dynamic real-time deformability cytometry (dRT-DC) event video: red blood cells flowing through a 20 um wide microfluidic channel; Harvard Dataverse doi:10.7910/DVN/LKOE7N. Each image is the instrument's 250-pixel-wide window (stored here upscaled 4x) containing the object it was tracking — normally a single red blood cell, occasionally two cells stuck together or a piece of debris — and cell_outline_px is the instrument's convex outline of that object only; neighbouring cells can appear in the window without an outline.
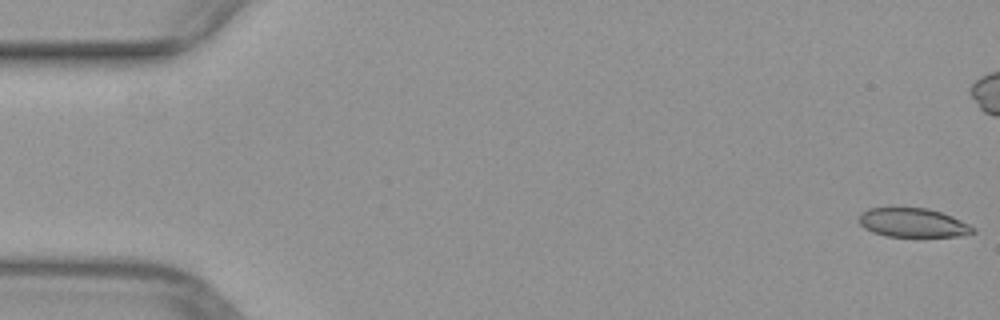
{"species": "common noctule bat (a hibernating species)", "species_latin": "Nyctalus noctula", "temperature_condition": "warm", "stored_images_in_passage": 41, "camera_frame_rate_fps": 3000, "um_per_image_px": 0.085, "animal": {"sex": "female", "body_mass_g": 29.2, "forearm_length_mm": 56.3}, "frame": {"image": 1, "passage_image": 1, "time_ms": 0.0, "image_size_px": [1000, 320], "cell_outline_px": [[976, 232], [960, 236], [888, 236], [872, 232], [864, 228], [860, 224], [860, 212], [868, 208], [928, 208], [952, 216], [976, 228]], "centroid_in_image_um": [77.6, 18.93], "position_along_channel_um": 7.4, "area_um2": 19.13}}
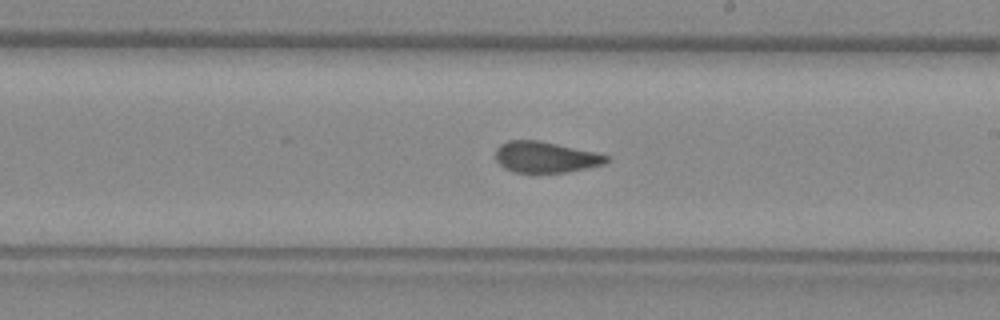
{"frame": {"image": 2, "passage_image": 29, "time_ms": 9.333, "image_size_px": [1000, 320], "cell_outline_px": [[608, 160], [604, 164], [564, 172], [512, 172], [504, 168], [496, 160], [496, 148], [500, 144], [508, 140], [540, 140], [592, 152], [608, 156]], "centroid_in_image_um": [46.29, 13.35], "position_along_channel_um": 242.7, "area_um2": 19.71}}
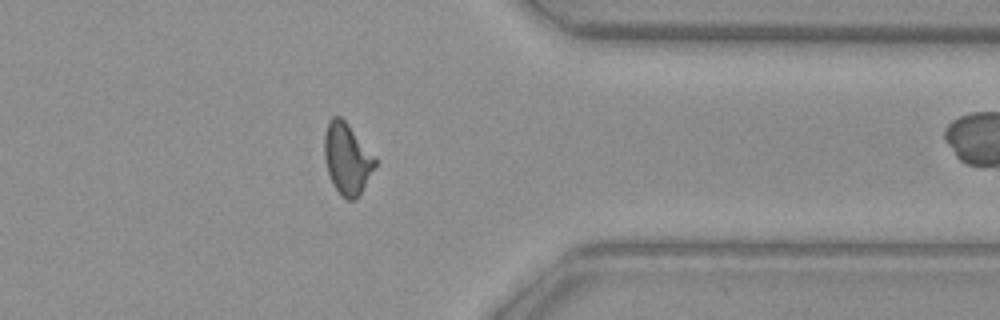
{"frame": {"image": 3, "passage_image": 40, "time_ms": 13.0, "image_size_px": [1000, 320], "cell_outline_px": [[376, 164], [356, 200], [348, 200], [340, 196], [332, 184], [328, 172], [324, 156], [324, 136], [328, 120], [332, 116], [340, 116], [348, 124], [376, 156]], "centroid_in_image_um": [29.49, 13.48], "position_along_channel_um": 381.9, "area_um2": 21.1}}